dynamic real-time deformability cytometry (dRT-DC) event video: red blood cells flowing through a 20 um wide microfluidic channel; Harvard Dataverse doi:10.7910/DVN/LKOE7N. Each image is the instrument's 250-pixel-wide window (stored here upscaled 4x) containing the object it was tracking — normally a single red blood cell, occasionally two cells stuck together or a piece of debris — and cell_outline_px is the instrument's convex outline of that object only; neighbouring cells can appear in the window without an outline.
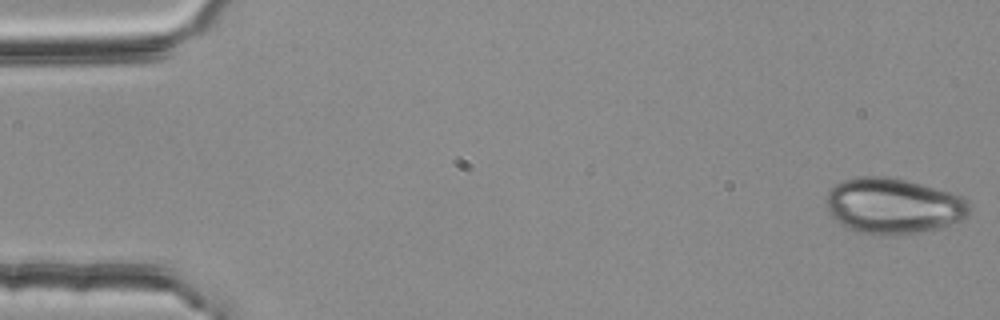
{"species": "common noctule bat (a hibernating species)", "species_latin": "Nyctalus noctula", "temperature_condition": "room temperature", "stored_images_in_passage": 53, "camera_frame_rate_fps": 3000, "um_per_image_px": 0.085, "animal": {"sex": "female", "body_mass_g": 25.1}, "frame": {"image": 1, "passage_image": 1, "time_ms": 0.0, "image_size_px": [1000, 320], "cell_outline_px": [[972, 208], [960, 220], [936, 228], [904, 236], [884, 236], [860, 232], [848, 228], [840, 224], [828, 212], [824, 200], [828, 188], [840, 180], [860, 176], [888, 176], [956, 192], [964, 196], [968, 200]], "centroid_in_image_um": [75.9, 17.49], "position_along_channel_um": 9.1, "area_um2": 47.45}}
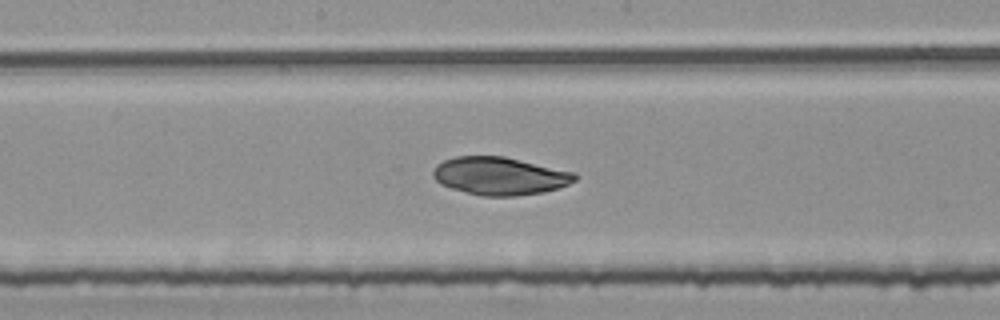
{"frame": {"image": 2, "passage_image": 28, "time_ms": 9.0, "image_size_px": [1000, 320], "cell_outline_px": [[576, 180], [568, 184], [544, 192], [516, 196], [484, 196], [452, 188], [440, 184], [432, 176], [432, 172], [436, 164], [444, 160], [456, 156], [504, 156], [576, 172]], "centroid_in_image_um": [42.48, 14.95], "position_along_channel_um": 205.7, "area_um2": 31.27}}
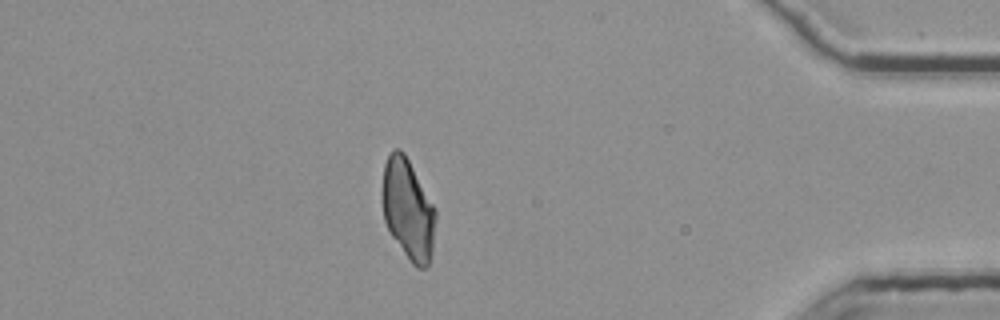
{"frame": {"image": 3, "passage_image": 47, "time_ms": 15.333, "image_size_px": [1000, 320], "cell_outline_px": [[436, 220], [432, 248], [428, 264], [424, 268], [416, 268], [412, 264], [392, 236], [384, 220], [380, 192], [384, 164], [392, 148], [400, 148], [404, 152], [436, 208]], "centroid_in_image_um": [34.66, 17.75], "position_along_channel_um": 400.5, "area_um2": 31.62}}